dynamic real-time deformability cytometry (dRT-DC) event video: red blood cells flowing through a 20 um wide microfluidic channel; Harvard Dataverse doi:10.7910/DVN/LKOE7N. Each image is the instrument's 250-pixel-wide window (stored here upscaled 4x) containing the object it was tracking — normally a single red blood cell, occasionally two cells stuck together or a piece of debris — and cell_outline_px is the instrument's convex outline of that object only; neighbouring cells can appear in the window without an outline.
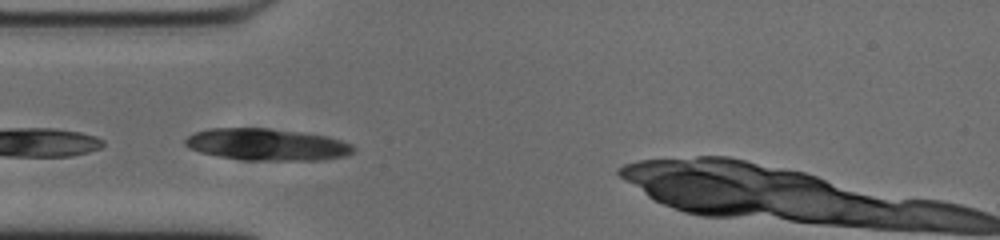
{"species": "common noctule bat (a hibernating species)", "species_latin": "Nyctalus noctula", "temperature_condition": "cold", "stored_images_in_passage": 36, "camera_frame_rate_fps": 3000, "um_per_image_px": 0.085, "animal": {"sex": "male", "body_mass_g": 20.0, "forearm_length_mm": 53.3}, "frame": {"image": 1, "passage_image": 1, "time_ms": 0.0, "image_size_px": [1000, 240], "cell_outline_px": [[356, 148], [352, 152], [344, 156], [320, 160], [248, 160], [216, 156], [200, 152], [188, 148], [184, 144], [184, 140], [188, 136], [196, 132], [208, 128], [268, 128], [304, 132], [328, 136], [352, 144]], "centroid_in_image_um": [22.68, 12.28], "position_along_channel_um": 62.3, "area_um2": 31.39}}
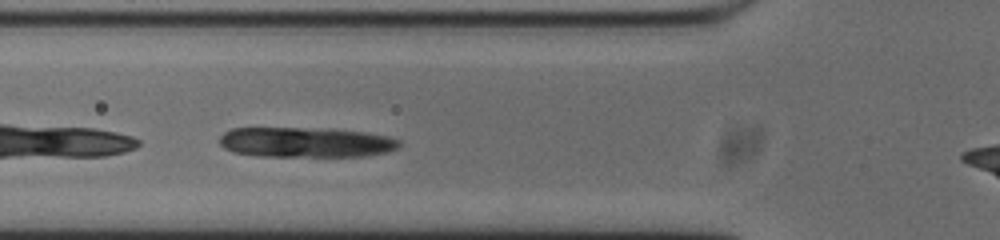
{"frame": {"image": 2, "passage_image": 4, "time_ms": 1.0, "image_size_px": [1000, 240], "cell_outline_px": [[400, 148], [388, 152], [364, 156], [260, 156], [232, 152], [224, 148], [220, 144], [220, 136], [224, 132], [232, 128], [332, 128], [364, 132], [388, 136], [400, 140]], "centroid_in_image_um": [26.02, 12.09], "position_along_channel_um": 99.8, "area_um2": 31.85}}